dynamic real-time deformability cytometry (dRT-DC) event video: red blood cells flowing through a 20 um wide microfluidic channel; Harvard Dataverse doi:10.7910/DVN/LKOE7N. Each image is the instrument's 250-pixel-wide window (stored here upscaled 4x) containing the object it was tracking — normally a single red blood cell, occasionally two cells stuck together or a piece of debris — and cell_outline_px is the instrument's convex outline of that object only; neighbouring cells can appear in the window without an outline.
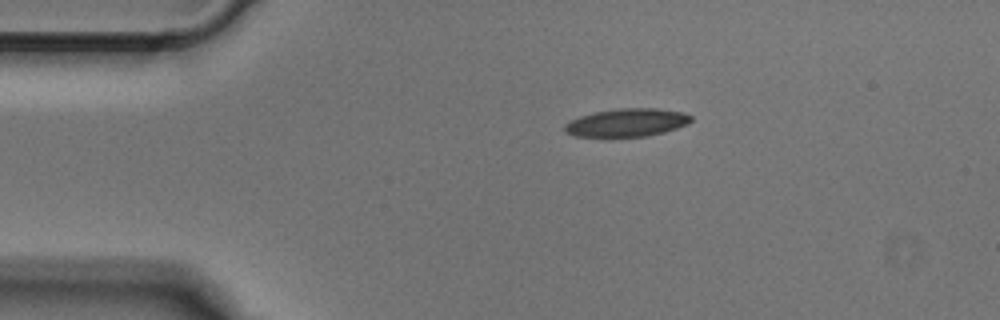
{"species": "Egyptian fruit bat (a non-hibernating species)", "species_latin": "Rousettus aegyptiacus", "temperature_condition": "cold", "stored_images_in_passage": 41, "camera_frame_rate_fps": 3000, "um_per_image_px": 0.085, "animal": {"sex": "male"}, "frame": {"image": 1, "passage_image": 1, "time_ms": 0.0, "image_size_px": [1000, 320], "cell_outline_px": [[692, 120], [688, 124], [664, 132], [644, 136], [612, 140], [576, 136], [564, 132], [564, 124], [568, 120], [580, 116], [596, 112], [616, 108], [656, 108], [680, 112], [692, 116]], "centroid_in_image_um": [53.19, 10.47], "position_along_channel_um": 31.8, "area_um2": 21.5}}
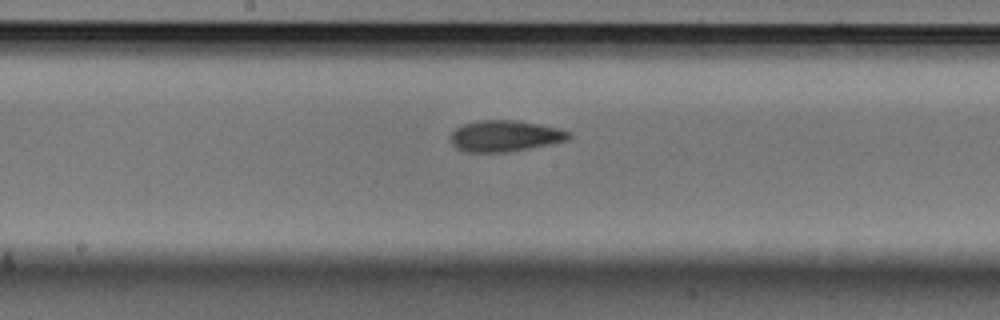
{"frame": {"image": 2, "passage_image": 17, "time_ms": 5.333, "image_size_px": [1000, 320], "cell_outline_px": [[572, 136], [568, 140], [552, 144], [508, 152], [468, 152], [456, 148], [452, 144], [452, 132], [456, 128], [464, 124], [476, 120], [516, 120], [540, 124], [560, 128], [572, 132]], "centroid_in_image_um": [42.98, 11.55], "position_along_channel_um": 205.2, "area_um2": 21.68}}
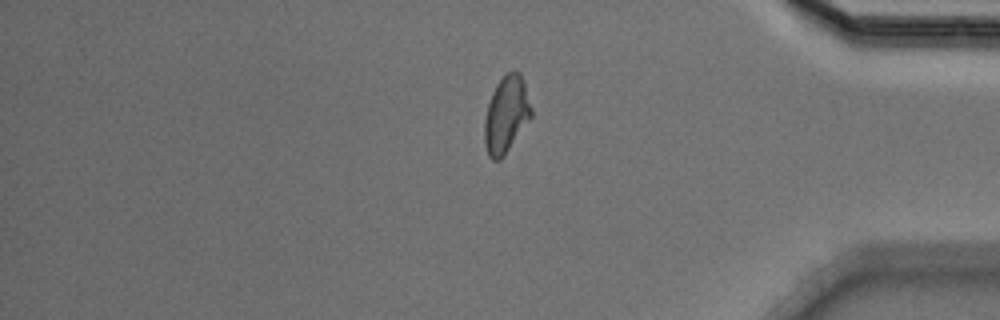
{"frame": {"image": 3, "passage_image": 33, "time_ms": 10.667, "image_size_px": [1000, 320], "cell_outline_px": [[532, 116], [504, 156], [500, 160], [492, 160], [488, 156], [484, 144], [484, 120], [488, 104], [492, 92], [496, 84], [508, 72], [520, 72], [532, 108]], "centroid_in_image_um": [43.01, 9.78], "position_along_channel_um": 392.2, "area_um2": 20.81}}